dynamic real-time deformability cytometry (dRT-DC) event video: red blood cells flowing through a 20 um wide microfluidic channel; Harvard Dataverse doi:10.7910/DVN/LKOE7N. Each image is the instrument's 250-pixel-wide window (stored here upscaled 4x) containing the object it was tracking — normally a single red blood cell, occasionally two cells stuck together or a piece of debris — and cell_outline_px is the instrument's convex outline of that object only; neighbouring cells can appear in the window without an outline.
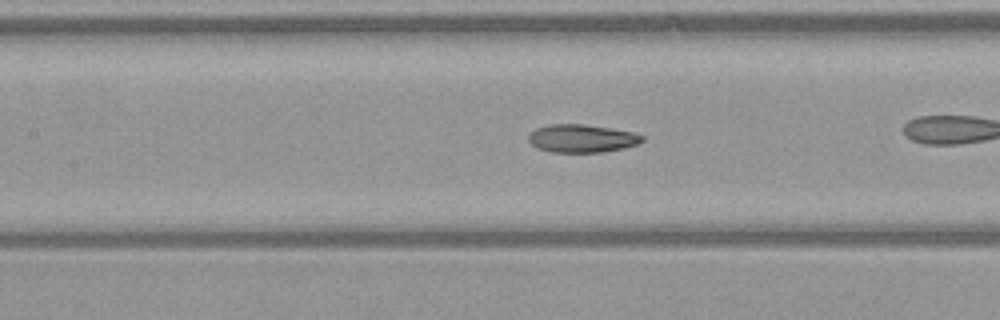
{"species": "common noctule bat (a hibernating species)", "species_latin": "Nyctalus noctula", "temperature_condition": "warm", "stored_images_in_passage": 42, "camera_frame_rate_fps": 3000, "um_per_image_px": 0.085, "animal": {"sex": "female", "body_mass_g": 21.9}, "frame": {"image": 1, "passage_image": 24, "time_ms": 7.667, "image_size_px": [1000, 320], "cell_outline_px": [[644, 140], [636, 144], [624, 148], [604, 152], [552, 152], [536, 148], [528, 140], [528, 136], [536, 128], [548, 124], [584, 124], [632, 132], [644, 136]], "centroid_in_image_um": [49.43, 11.77], "position_along_channel_um": 158.0, "area_um2": 18.5}}